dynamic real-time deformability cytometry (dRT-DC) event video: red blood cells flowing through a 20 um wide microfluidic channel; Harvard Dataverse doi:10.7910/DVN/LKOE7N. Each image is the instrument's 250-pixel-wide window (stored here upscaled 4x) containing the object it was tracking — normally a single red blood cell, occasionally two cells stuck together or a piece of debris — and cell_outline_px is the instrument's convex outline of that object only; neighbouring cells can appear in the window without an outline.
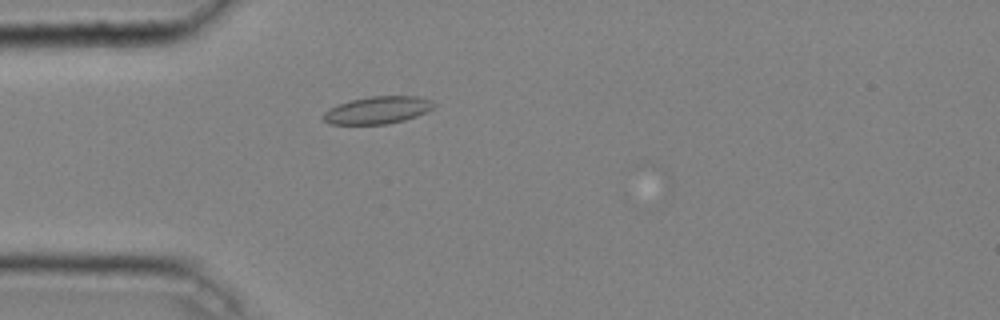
{"species": "common noctule bat (a hibernating species)", "species_latin": "Nyctalus noctula", "temperature_condition": "cold", "stored_images_in_passage": 42, "camera_frame_rate_fps": 3000, "um_per_image_px": 0.085, "animal": {"sex": "male", "body_mass_g": 20.4}, "frame": {"image": 1, "passage_image": 13, "time_ms": 4.0, "image_size_px": [1000, 320], "cell_outline_px": [[436, 104], [432, 108], [416, 116], [404, 120], [388, 124], [328, 124], [320, 116], [328, 108], [352, 100], [368, 96], [420, 96], [432, 100]], "centroid_in_image_um": [32.08, 9.36], "position_along_channel_um": 52.9, "area_um2": 17.69}}
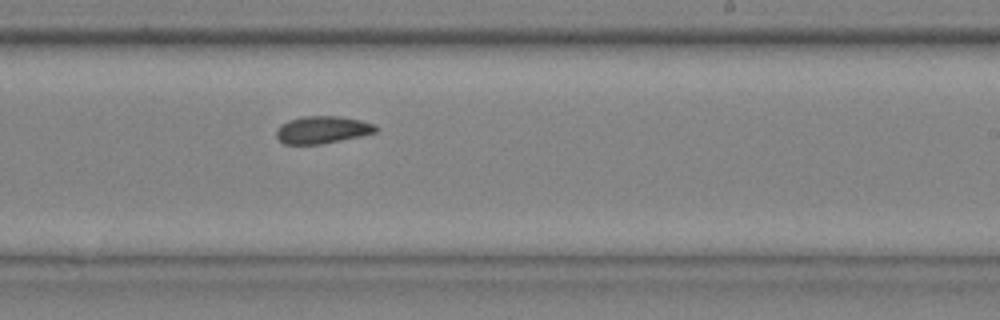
{"frame": {"image": 2, "passage_image": 29, "time_ms": 9.333, "image_size_px": [1000, 320], "cell_outline_px": [[380, 128], [376, 132], [360, 136], [320, 144], [284, 144], [276, 136], [276, 132], [280, 124], [288, 120], [304, 116], [336, 116], [360, 120], [376, 124]], "centroid_in_image_um": [27.41, 11.02], "position_along_channel_um": 261.6, "area_um2": 15.84}}
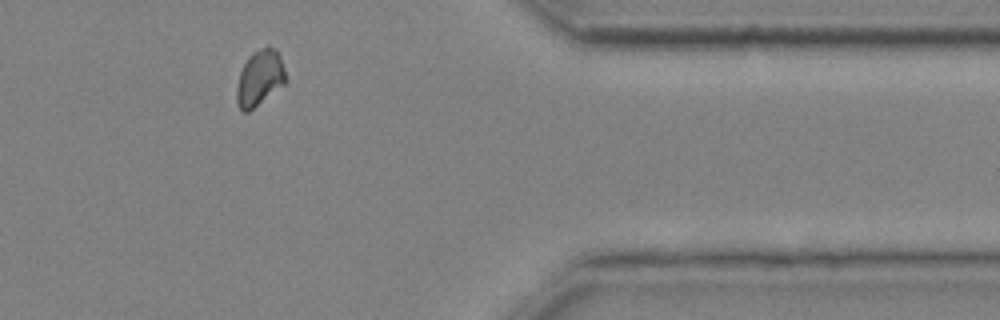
{"frame": {"image": 3, "passage_image": 40, "time_ms": 13.0, "image_size_px": [1000, 320], "cell_outline_px": [[288, 80], [284, 84], [248, 112], [244, 112], [240, 108], [236, 100], [236, 88], [240, 72], [248, 56], [252, 52], [268, 44], [280, 56]], "centroid_in_image_um": [22.07, 6.61], "position_along_channel_um": 389.3, "area_um2": 15.9}, "authors_computed_cell_mechanics": {"area_um2": 16.3863, "velocity_mm_per_s": 4.0479, "shape_relaxation_time_tau1_ms": null, "shape_relaxation_time_tau2_ms": 1.8231, "deformation_change_tau1": null, "deformation_change_tau2": 0.0682}}